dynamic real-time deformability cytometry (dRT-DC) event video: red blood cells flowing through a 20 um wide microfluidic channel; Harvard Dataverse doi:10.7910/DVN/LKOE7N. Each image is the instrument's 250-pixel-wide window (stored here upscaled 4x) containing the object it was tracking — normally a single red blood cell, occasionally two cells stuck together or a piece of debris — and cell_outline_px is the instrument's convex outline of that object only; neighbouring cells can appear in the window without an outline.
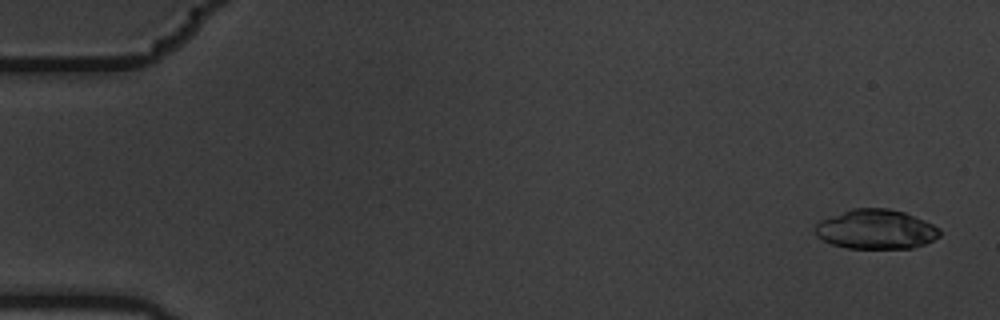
{"species": "common noctule bat (a hibernating species)", "species_latin": "Nyctalus noctula", "temperature_condition": "warm", "stored_images_in_passage": 5, "camera_frame_rate_fps": 3000, "um_per_image_px": 0.085, "animal": {"sex": "male", "body_mass_g": 19.5, "forearm_length_mm": 54.6}, "frame": {"image": 1, "passage_image": 1, "time_ms": 0.0, "image_size_px": [1000, 320], "cell_outline_px": [[940, 236], [924, 244], [912, 248], [848, 248], [832, 244], [816, 236], [812, 228], [820, 220], [852, 208], [888, 208], [904, 212], [924, 220], [940, 228]], "centroid_in_image_um": [74.43, 19.48], "position_along_channel_um": 10.6, "area_um2": 28.73}}
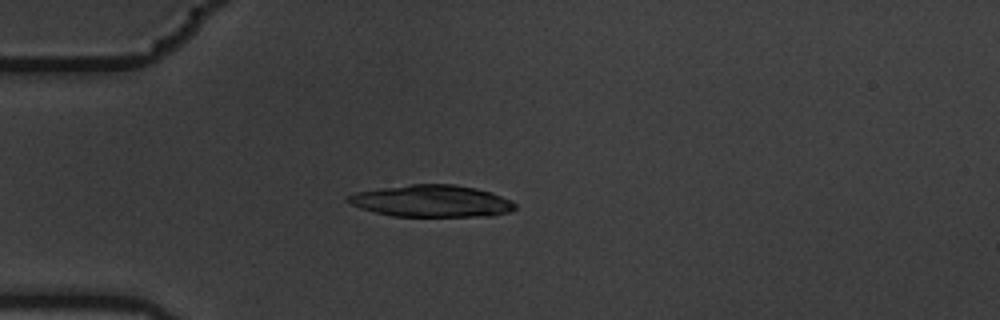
{"frame": {"image": 2, "passage_image": 5, "time_ms": 1.333, "image_size_px": [1000, 320], "cell_outline_px": [[516, 208], [508, 212], [492, 216], [392, 216], [360, 208], [344, 200], [348, 196], [356, 192], [380, 188], [412, 184], [452, 184], [476, 188], [492, 192], [512, 200], [516, 204]], "centroid_in_image_um": [36.72, 17.08], "position_along_channel_um": 48.3, "area_um2": 31.1}}